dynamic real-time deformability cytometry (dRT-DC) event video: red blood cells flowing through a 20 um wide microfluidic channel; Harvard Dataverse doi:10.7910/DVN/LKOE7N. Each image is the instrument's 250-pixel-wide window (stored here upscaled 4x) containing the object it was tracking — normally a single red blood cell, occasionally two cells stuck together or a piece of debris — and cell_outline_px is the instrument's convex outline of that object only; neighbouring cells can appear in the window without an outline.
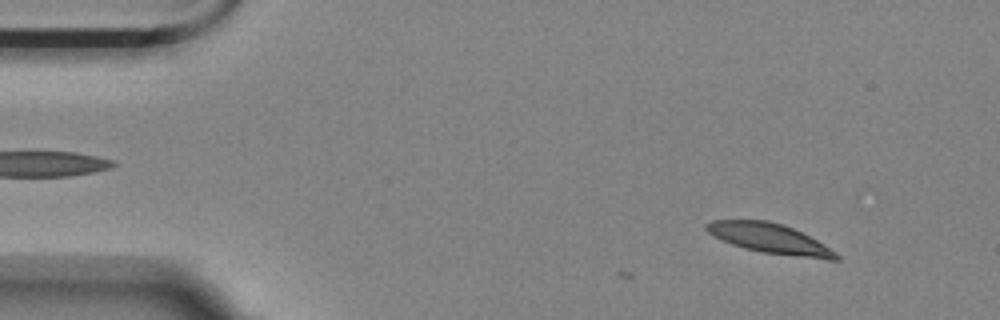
{"species": "Egyptian fruit bat (a non-hibernating species)", "species_latin": "Rousettus aegyptiacus", "temperature_condition": "room temperature", "stored_images_in_passage": 6, "camera_frame_rate_fps": 3000, "um_per_image_px": 0.085, "animal": {"sex": "female"}, "frame": {"image": 1, "passage_image": 6, "time_ms": 1.667, "image_size_px": [1000, 320], "cell_outline_px": [[840, 260], [828, 260], [764, 252], [744, 248], [720, 240], [708, 232], [704, 228], [704, 224], [712, 220], [768, 220], [792, 228], [816, 240], [836, 252], [840, 256]], "centroid_in_image_um": [65.4, 20.27], "position_along_channel_um": 19.6, "area_um2": 22.31}}